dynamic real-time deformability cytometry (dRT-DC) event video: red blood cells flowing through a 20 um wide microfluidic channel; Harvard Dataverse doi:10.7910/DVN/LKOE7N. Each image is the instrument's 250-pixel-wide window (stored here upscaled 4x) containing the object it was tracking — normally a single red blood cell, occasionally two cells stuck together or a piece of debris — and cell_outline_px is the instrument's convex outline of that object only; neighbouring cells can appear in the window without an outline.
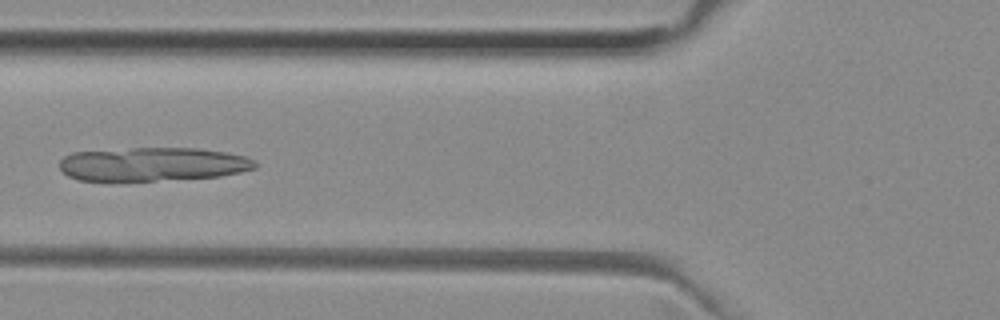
{"species": "common noctule bat (a hibernating species)", "species_latin": "Nyctalus noctula", "temperature_condition": "room temperature", "stored_images_in_passage": 51, "camera_frame_rate_fps": 3000, "um_per_image_px": 0.085, "animal": {"sex": "female", "body_mass_g": 29.2, "forearm_length_mm": 56.3}, "frame": {"image": 1, "passage_image": 19, "time_ms": 6.0, "image_size_px": [1000, 320], "cell_outline_px": [[256, 168], [240, 172], [220, 176], [108, 184], [104, 184], [80, 180], [68, 176], [60, 168], [60, 160], [64, 156], [72, 152], [132, 148], [196, 148], [224, 152], [244, 156], [252, 160], [256, 164]], "centroid_in_image_um": [12.86, 14.0], "position_along_channel_um": 112.9, "area_um2": 39.36}}
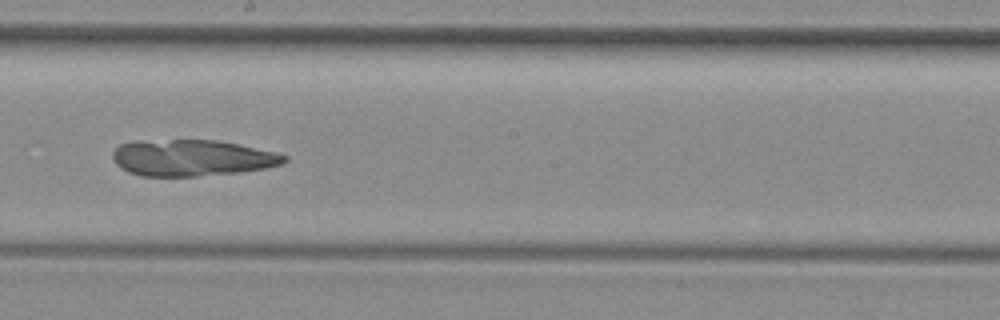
{"frame": {"image": 2, "passage_image": 28, "time_ms": 9.0, "image_size_px": [1000, 320], "cell_outline_px": [[288, 160], [280, 164], [264, 168], [240, 172], [196, 176], [140, 176], [128, 172], [120, 168], [112, 160], [112, 152], [120, 144], [136, 140], [216, 140], [276, 152], [288, 156]], "centroid_in_image_um": [16.26, 13.42], "position_along_channel_um": 231.9, "area_um2": 36.41}}
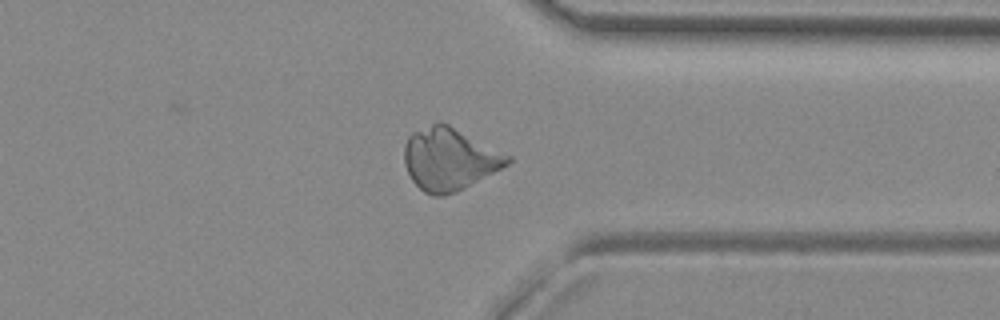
{"frame": {"image": 3, "passage_image": 39, "time_ms": 12.667, "image_size_px": [1000, 320], "cell_outline_px": [[512, 160], [508, 164], [464, 188], [456, 192], [444, 196], [432, 196], [424, 192], [412, 180], [404, 164], [404, 144], [408, 136], [412, 132], [436, 120], [440, 120], [512, 156]], "centroid_in_image_um": [38.16, 13.5], "position_along_channel_um": 373.2, "area_um2": 37.69}}